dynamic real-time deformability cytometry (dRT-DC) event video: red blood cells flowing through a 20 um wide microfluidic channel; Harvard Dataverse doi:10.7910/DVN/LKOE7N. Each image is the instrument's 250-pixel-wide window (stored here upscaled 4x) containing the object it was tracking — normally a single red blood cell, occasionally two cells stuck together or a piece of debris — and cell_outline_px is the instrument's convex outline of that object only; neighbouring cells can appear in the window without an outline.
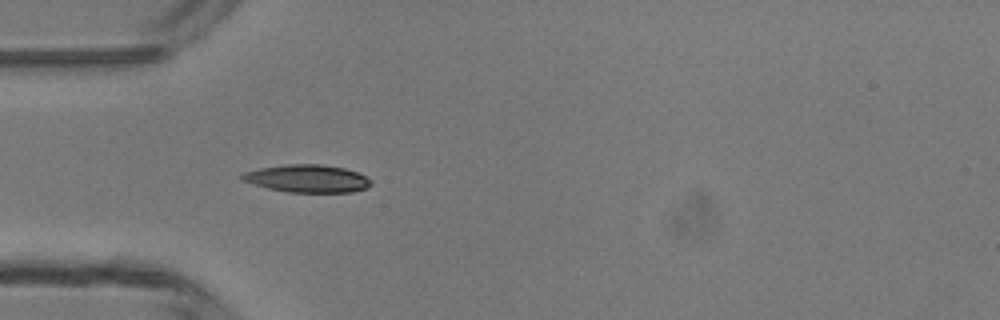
{"species": "common noctule bat (a hibernating species)", "species_latin": "Nyctalus noctula", "temperature_condition": "room temperature", "stored_images_in_passage": 3, "camera_frame_rate_fps": 3000, "um_per_image_px": 0.085, "animal": {"sex": "male", "body_mass_g": 13.3}, "frame": {"image": 1, "passage_image": 3, "time_ms": 2.333, "image_size_px": [1000, 320], "cell_outline_px": [[372, 184], [364, 188], [352, 192], [288, 192], [268, 188], [244, 180], [240, 176], [244, 172], [260, 168], [284, 164], [320, 164], [344, 168], [356, 172], [372, 180]], "centroid_in_image_um": [26.14, 15.17], "position_along_channel_um": 58.9, "area_um2": 20.52}}